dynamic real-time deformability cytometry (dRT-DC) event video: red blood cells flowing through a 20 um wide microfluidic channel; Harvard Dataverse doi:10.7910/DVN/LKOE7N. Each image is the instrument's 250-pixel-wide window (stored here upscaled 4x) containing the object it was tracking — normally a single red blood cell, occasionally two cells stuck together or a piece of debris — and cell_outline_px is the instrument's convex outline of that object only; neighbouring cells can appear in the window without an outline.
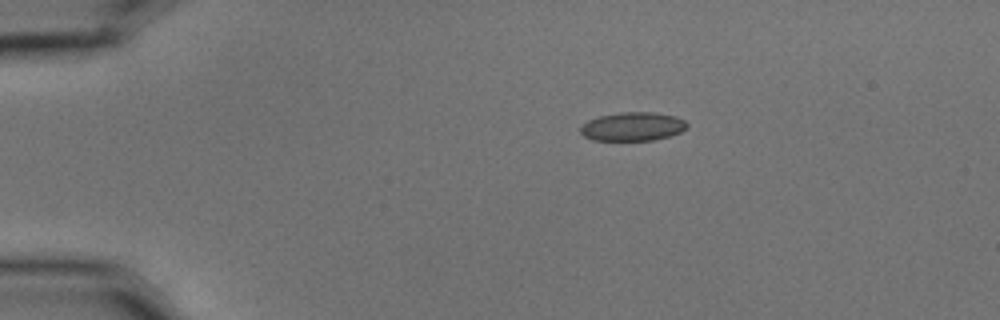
{"species": "common noctule bat (a hibernating species)", "species_latin": "Nyctalus noctula", "temperature_condition": "cold", "stored_images_in_passage": 8, "camera_frame_rate_fps": 3000, "um_per_image_px": 0.085, "animal": {"sex": "male", "body_mass_g": 15.6}, "frame": {"image": 1, "passage_image": 2, "time_ms": 0.333, "image_size_px": [1000, 320], "cell_outline_px": [[688, 124], [680, 132], [668, 136], [652, 140], [592, 140], [584, 136], [580, 132], [580, 128], [588, 120], [600, 116], [620, 112], [652, 112], [676, 116], [684, 120]], "centroid_in_image_um": [53.76, 10.75], "position_along_channel_um": 31.2, "area_um2": 17.63}}
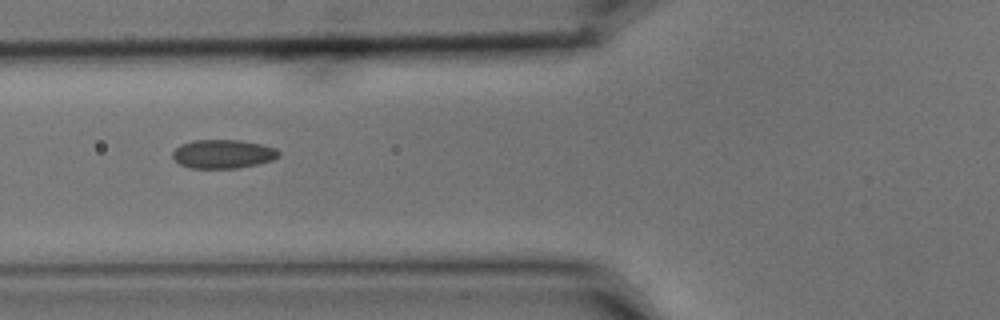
{"frame": {"image": 2, "passage_image": 5, "time_ms": 1.333, "image_size_px": [1000, 320], "cell_outline_px": [[280, 156], [272, 160], [256, 164], [236, 168], [188, 168], [180, 164], [172, 156], [172, 152], [180, 144], [196, 140], [240, 140], [260, 144], [276, 148], [280, 152]], "centroid_in_image_um": [18.95, 13.08], "position_along_channel_um": 106.8, "area_um2": 17.74}}
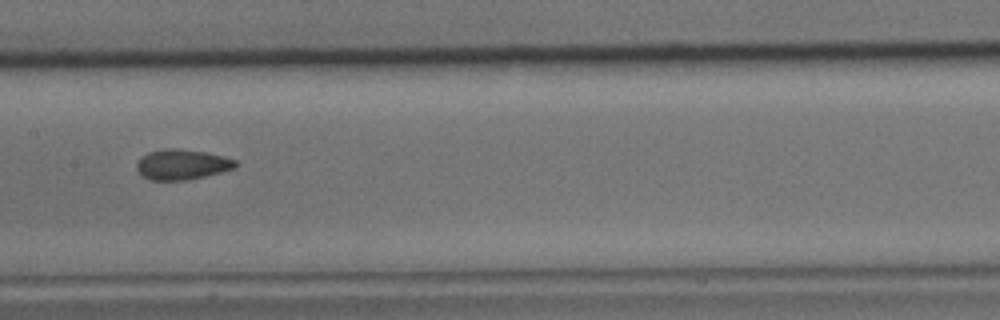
{"frame": {"image": 3, "passage_image": 7, "time_ms": 2.0, "image_size_px": [1000, 320], "cell_outline_px": [[236, 168], [204, 176], [184, 180], [152, 180], [144, 176], [136, 168], [136, 164], [148, 152], [164, 148], [180, 148], [204, 152], [224, 156], [236, 160]], "centroid_in_image_um": [15.49, 13.97], "position_along_channel_um": 191.9, "area_um2": 17.22}}